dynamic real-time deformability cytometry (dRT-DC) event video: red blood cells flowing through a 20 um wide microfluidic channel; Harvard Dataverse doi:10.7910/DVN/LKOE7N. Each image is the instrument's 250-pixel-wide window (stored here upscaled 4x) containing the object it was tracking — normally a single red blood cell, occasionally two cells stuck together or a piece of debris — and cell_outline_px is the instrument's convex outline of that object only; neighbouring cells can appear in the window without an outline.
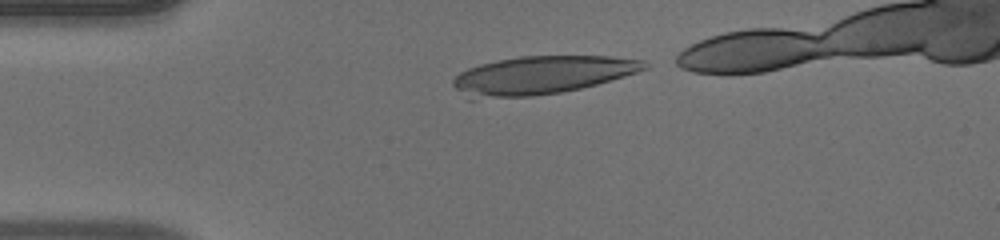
{"species": "human", "species_latin": "Homo sapiens", "temperature_condition": "warm", "stored_images_in_passage": 33, "camera_frame_rate_fps": 3000, "um_per_image_px": 0.085, "donor": {"sex": "male"}, "frame": {"image": 1, "passage_image": 1, "time_ms": 0.0, "image_size_px": [1000, 240], "cell_outline_px": [[652, 64], [648, 68], [624, 76], [596, 84], [580, 88], [560, 92], [532, 96], [472, 100], [468, 100], [452, 84], [452, 80], [460, 72], [468, 68], [480, 64], [496, 60], [520, 56], [608, 56], [644, 60]], "centroid_in_image_um": [46.0, 6.4], "position_along_channel_um": 39.0, "area_um2": 42.89}}
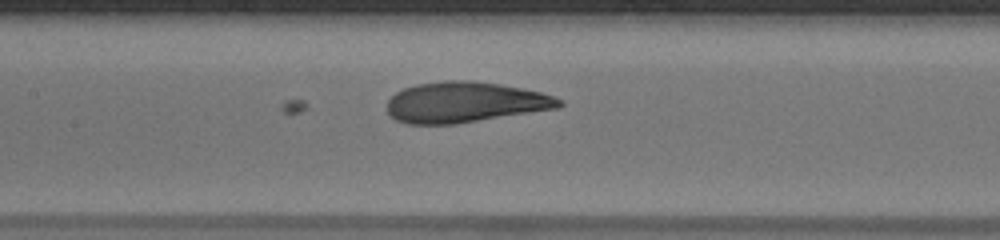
{"frame": {"image": 2, "passage_image": 13, "time_ms": 4.0, "image_size_px": [1000, 240], "cell_outline_px": [[564, 104], [560, 108], [456, 124], [408, 124], [396, 120], [388, 112], [388, 100], [396, 92], [404, 88], [416, 84], [444, 80], [472, 80], [520, 88], [540, 92], [564, 100]], "centroid_in_image_um": [39.54, 8.69], "position_along_channel_um": 167.9, "area_um2": 40.75}}
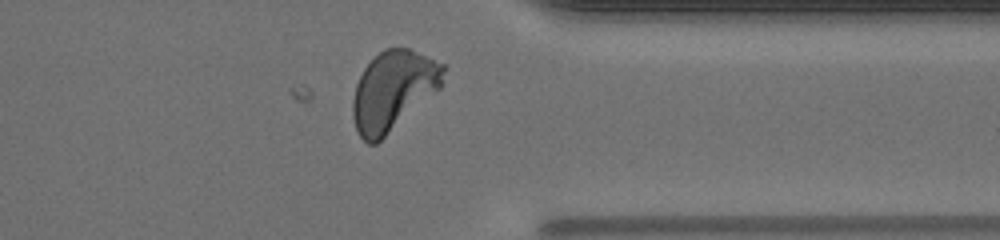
{"frame": {"image": 3, "passage_image": 29, "time_ms": 9.333, "image_size_px": [1000, 240], "cell_outline_px": [[444, 68], [440, 88], [376, 144], [368, 144], [356, 132], [352, 116], [352, 100], [356, 84], [364, 68], [384, 48], [408, 48], [444, 64]], "centroid_in_image_um": [33.38, 7.72], "position_along_channel_um": 378.0, "area_um2": 41.44}}